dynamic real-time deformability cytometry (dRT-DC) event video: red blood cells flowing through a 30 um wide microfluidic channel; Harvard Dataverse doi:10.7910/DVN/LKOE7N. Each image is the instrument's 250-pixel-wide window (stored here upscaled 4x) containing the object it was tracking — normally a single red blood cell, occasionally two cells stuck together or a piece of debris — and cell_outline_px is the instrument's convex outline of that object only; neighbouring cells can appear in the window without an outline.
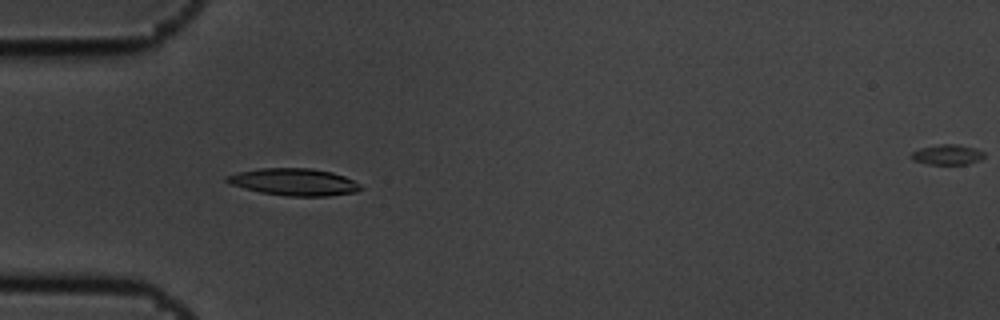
{"species": "common noctule bat (a hibernating species)", "species_latin": "Nyctalus noctula", "temperature_condition": "cold", "stored_images_in_passage": 6, "camera_frame_rate_fps": 3000, "um_per_image_px": 0.085, "animal": {"sex": "male", "body_mass_g": 19.5, "forearm_length_mm": 54.6}, "frame": {"image": 1, "passage_image": 4, "time_ms": 1.0, "image_size_px": [1000, 320], "cell_outline_px": [[364, 188], [356, 192], [328, 196], [288, 196], [260, 192], [244, 188], [232, 184], [224, 180], [224, 176], [240, 172], [260, 168], [312, 168], [332, 172], [344, 176], [360, 184]], "centroid_in_image_um": [25.01, 15.47], "position_along_channel_um": 60.0, "area_um2": 21.1}}
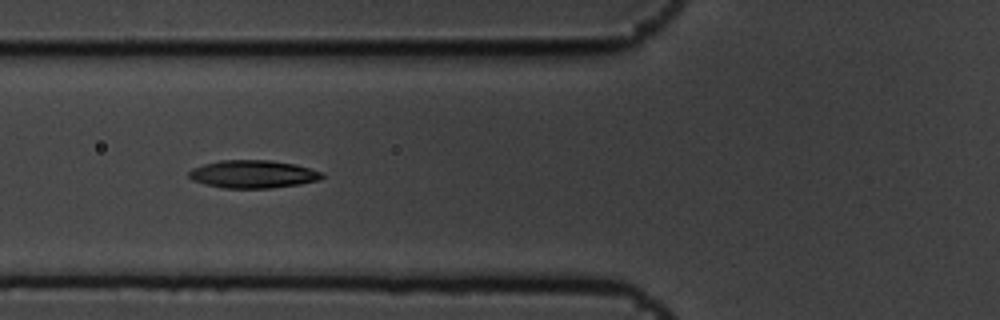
{"frame": {"image": 2, "passage_image": 5, "time_ms": 1.333, "image_size_px": [1000, 320], "cell_outline_px": [[324, 176], [320, 180], [300, 184], [272, 188], [224, 188], [204, 184], [192, 180], [188, 176], [188, 172], [192, 168], [204, 164], [220, 160], [268, 160], [296, 164], [324, 172]], "centroid_in_image_um": [21.52, 14.8], "position_along_channel_um": 104.3, "area_um2": 21.79}}
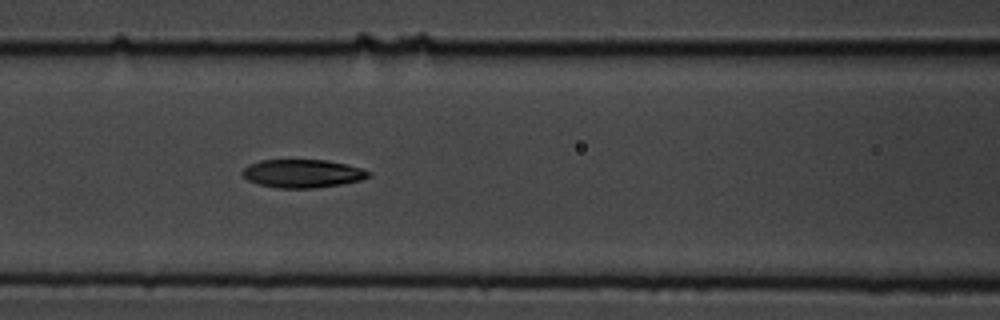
{"frame": {"image": 3, "passage_image": 6, "time_ms": 1.667, "image_size_px": [1000, 320], "cell_outline_px": [[372, 176], [360, 180], [340, 184], [316, 188], [276, 188], [260, 184], [248, 180], [240, 172], [248, 164], [260, 160], [328, 160], [360, 168], [372, 172]], "centroid_in_image_um": [25.7, 14.75], "position_along_channel_um": 140.9, "area_um2": 20.75}}